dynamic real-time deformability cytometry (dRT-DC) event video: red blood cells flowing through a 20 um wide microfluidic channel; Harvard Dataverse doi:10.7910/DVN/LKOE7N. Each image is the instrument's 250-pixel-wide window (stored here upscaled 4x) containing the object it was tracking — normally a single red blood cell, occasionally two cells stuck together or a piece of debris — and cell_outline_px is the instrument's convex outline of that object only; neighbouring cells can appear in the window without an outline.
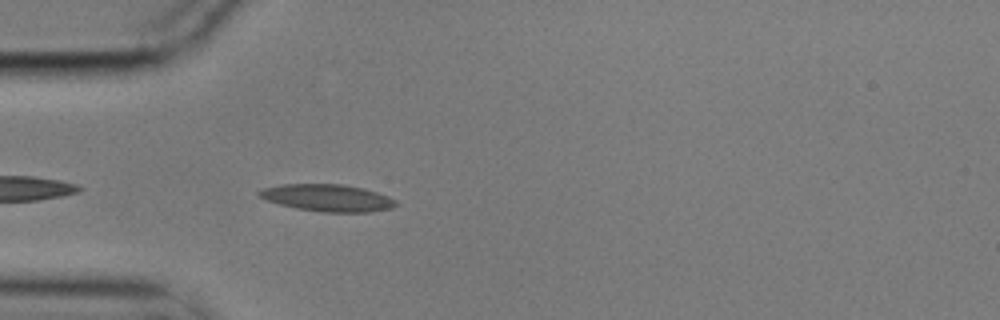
{"species": "common noctule bat (a hibernating species)", "species_latin": "Nyctalus noctula", "temperature_condition": "cold", "stored_images_in_passage": 35, "camera_frame_rate_fps": 3000, "um_per_image_px": 0.085, "animal": {"sex": "male", "body_mass_g": 17.9}, "frame": {"image": 1, "passage_image": 3, "time_ms": 0.667, "image_size_px": [1000, 320], "cell_outline_px": [[400, 204], [392, 208], [368, 212], [320, 212], [296, 208], [280, 204], [256, 196], [256, 192], [260, 188], [280, 184], [340, 184], [364, 188], [388, 196], [396, 200]], "centroid_in_image_um": [27.82, 16.81], "position_along_channel_um": 57.2, "area_um2": 21.79}}
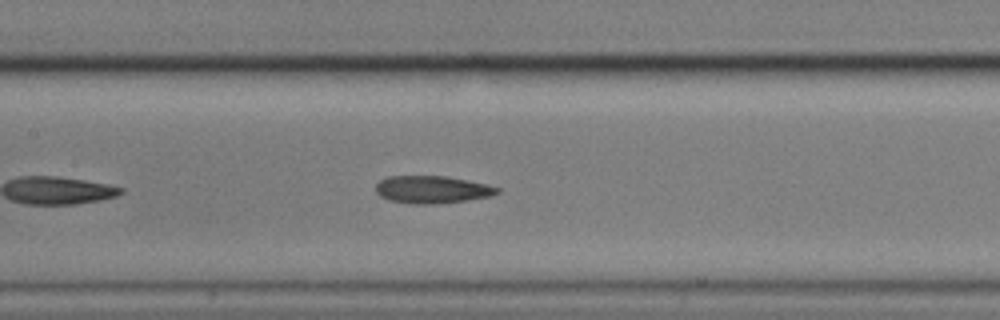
{"frame": {"image": 2, "passage_image": 13, "time_ms": 4.0, "image_size_px": [1000, 320], "cell_outline_px": [[500, 192], [492, 196], [464, 200], [432, 204], [412, 204], [388, 200], [380, 196], [376, 192], [376, 184], [380, 180], [388, 176], [444, 176], [468, 180], [488, 184], [500, 188]], "centroid_in_image_um": [36.73, 16.11], "position_along_channel_um": 170.7, "area_um2": 19.48}}
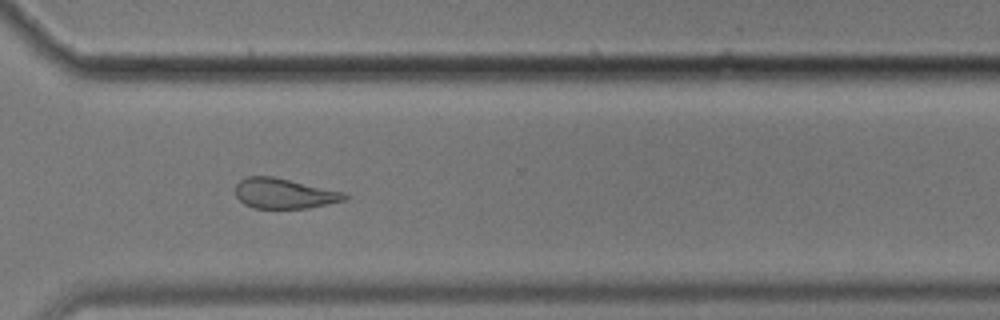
{"frame": {"image": 3, "passage_image": 28, "time_ms": 9.0, "image_size_px": [1000, 320], "cell_outline_px": [[348, 200], [308, 208], [256, 208], [244, 204], [236, 196], [236, 184], [244, 176], [272, 176], [344, 192], [348, 196]], "centroid_in_image_um": [24.16, 16.44], "position_along_channel_um": 346.4, "area_um2": 19.19}, "authors_computed_cell_mechanics": {"area_um2": 19.4208, "velocity_mm_per_s": 3.5254, "shape_relaxation_time_tau1_ms": null, "shape_relaxation_time_tau2_ms": 4.1326, "deformation_change_tau1": null, "deformation_change_tau2": 0.1258}}